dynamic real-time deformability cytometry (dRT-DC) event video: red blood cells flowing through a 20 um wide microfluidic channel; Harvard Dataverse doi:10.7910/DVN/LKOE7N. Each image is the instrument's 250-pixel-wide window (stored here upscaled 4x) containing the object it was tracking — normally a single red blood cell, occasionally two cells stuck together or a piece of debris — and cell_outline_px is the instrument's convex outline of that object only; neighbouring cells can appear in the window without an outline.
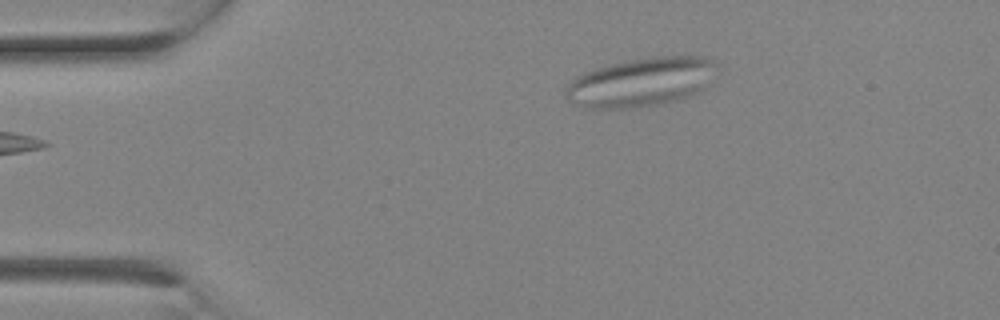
{"species": "Egyptian fruit bat (a non-hibernating species)", "species_latin": "Rousettus aegyptiacus", "temperature_condition": "room temperature", "stored_images_in_passage": 7, "camera_frame_rate_fps": 3000, "um_per_image_px": 0.085, "animal": {"sex": "female"}, "frame": {"image": 1, "passage_image": 1, "time_ms": 0.0, "image_size_px": [1000, 320], "cell_outline_px": [[720, 72], [700, 92], [688, 96], [656, 104], [628, 108], [588, 108], [568, 100], [564, 96], [564, 92], [568, 84], [576, 76], [596, 68], [612, 64], [652, 56], [704, 56], [716, 60], [720, 68]], "centroid_in_image_um": [54.59, 6.95], "position_along_channel_um": 30.4, "area_um2": 43.18}}
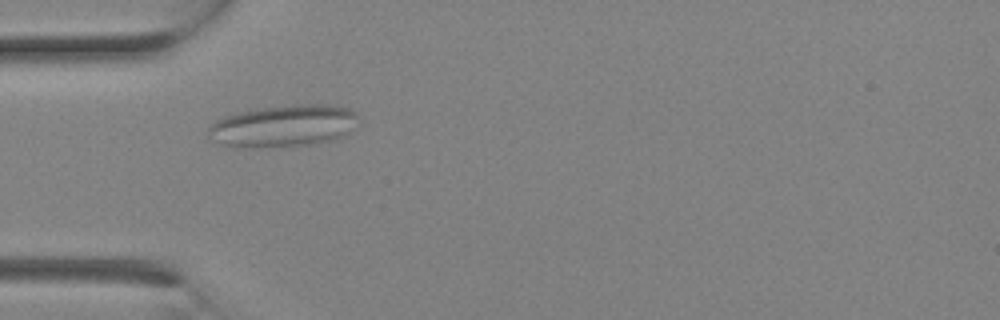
{"frame": {"image": 2, "passage_image": 4, "time_ms": 1.0, "image_size_px": [1000, 320], "cell_outline_px": [[360, 116], [352, 132], [344, 136], [332, 140], [316, 144], [252, 148], [232, 148], [212, 140], [208, 136], [208, 124], [216, 120], [240, 112], [260, 108], [296, 104], [328, 104], [348, 108], [356, 112]], "centroid_in_image_um": [24.12, 10.72], "position_along_channel_um": 60.9, "area_um2": 37.34}}